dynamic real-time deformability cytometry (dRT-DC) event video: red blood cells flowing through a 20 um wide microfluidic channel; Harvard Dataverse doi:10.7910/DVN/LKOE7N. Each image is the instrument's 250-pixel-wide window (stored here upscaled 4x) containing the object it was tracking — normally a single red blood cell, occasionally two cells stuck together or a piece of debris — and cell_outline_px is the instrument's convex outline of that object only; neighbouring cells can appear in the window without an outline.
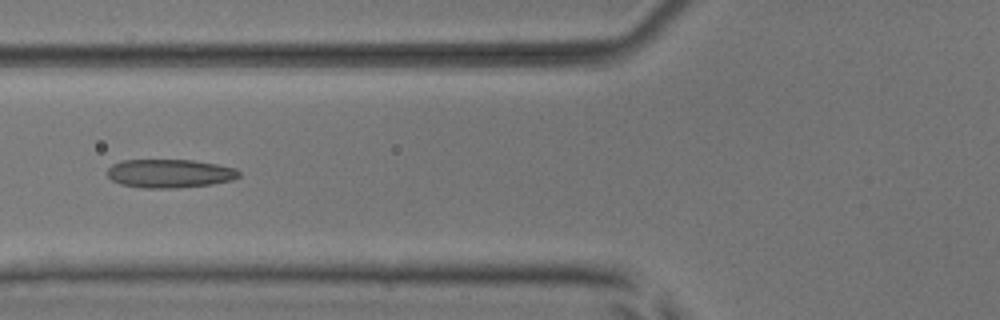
{"species": "common noctule bat (a hibernating species)", "species_latin": "Nyctalus noctula", "temperature_condition": "room temperature", "stored_images_in_passage": 5, "camera_frame_rate_fps": 3000, "um_per_image_px": 0.085, "animal": {"sex": "male", "body_mass_g": 17.9, "forearm_length_mm": 54.2}, "frame": {"image": 1, "passage_image": 4, "time_ms": 3.667, "image_size_px": [1000, 320], "cell_outline_px": [[240, 176], [232, 180], [212, 184], [176, 188], [144, 188], [120, 184], [112, 180], [108, 176], [108, 168], [112, 164], [120, 160], [192, 160], [216, 164], [236, 168], [240, 172]], "centroid_in_image_um": [14.42, 14.74], "position_along_channel_um": 111.4, "area_um2": 21.96}}
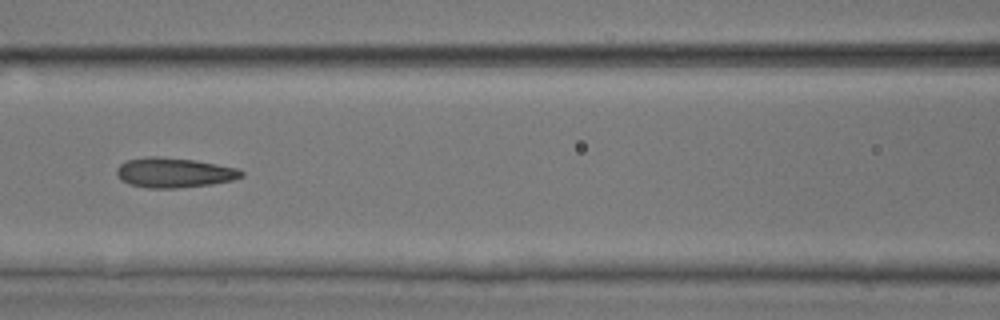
{"frame": {"image": 2, "passage_image": 5, "time_ms": 4.667, "image_size_px": [1000, 320], "cell_outline_px": [[244, 176], [232, 180], [212, 184], [176, 188], [148, 188], [128, 184], [120, 180], [116, 176], [116, 168], [120, 164], [128, 160], [148, 156], [156, 156], [196, 160], [236, 168], [244, 172]], "centroid_in_image_um": [14.76, 14.68], "position_along_channel_um": 151.8, "area_um2": 21.79}}